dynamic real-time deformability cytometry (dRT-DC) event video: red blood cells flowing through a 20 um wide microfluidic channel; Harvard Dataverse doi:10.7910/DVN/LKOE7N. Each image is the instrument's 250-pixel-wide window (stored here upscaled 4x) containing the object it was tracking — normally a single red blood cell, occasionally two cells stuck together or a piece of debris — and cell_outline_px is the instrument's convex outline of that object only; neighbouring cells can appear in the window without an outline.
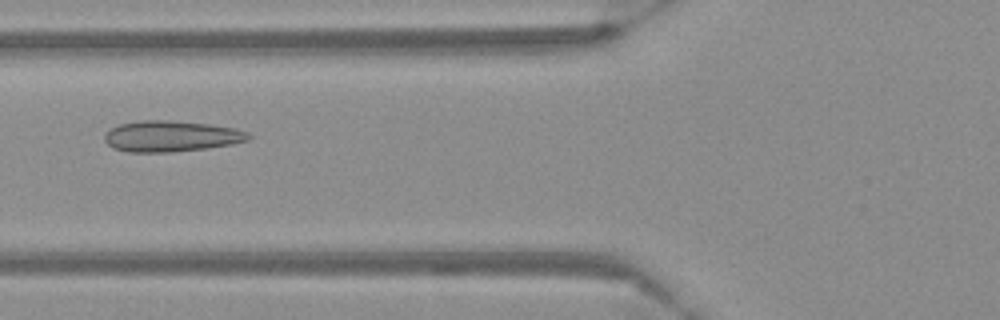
{"species": "Egyptian fruit bat (a non-hibernating species)", "species_latin": "Rousettus aegyptiacus", "temperature_condition": "warm", "stored_images_in_passage": 42, "camera_frame_rate_fps": 3000, "um_per_image_px": 0.085, "frame": {"image": 1, "passage_image": 8, "time_ms": 2.333, "image_size_px": [1000, 320], "cell_outline_px": [[252, 136], [248, 140], [232, 144], [208, 148], [172, 152], [128, 152], [112, 148], [104, 140], [104, 136], [112, 128], [120, 124], [140, 120], [168, 120], [208, 124], [236, 128], [248, 132]], "centroid_in_image_um": [14.56, 11.58], "position_along_channel_um": 111.2, "area_um2": 26.01}}
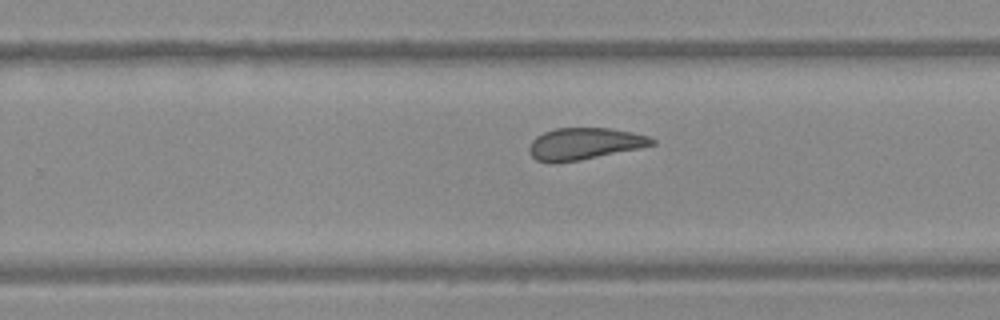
{"frame": {"image": 2, "passage_image": 22, "time_ms": 7.0, "image_size_px": [1000, 320], "cell_outline_px": [[656, 144], [640, 148], [580, 160], [552, 164], [536, 160], [528, 152], [528, 148], [532, 140], [536, 136], [544, 132], [556, 128], [612, 128], [632, 132], [648, 136], [656, 140]], "centroid_in_image_um": [49.65, 12.22], "position_along_channel_um": 280.1, "area_um2": 22.95}}
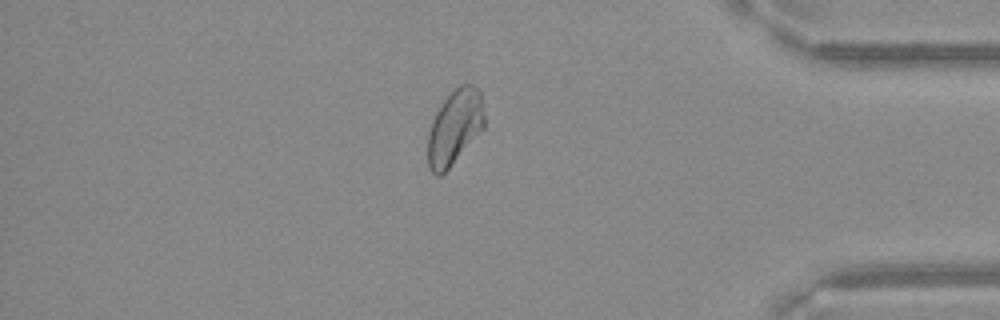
{"frame": {"image": 3, "passage_image": 34, "time_ms": 11.0, "image_size_px": [1000, 320], "cell_outline_px": [[484, 128], [448, 168], [440, 176], [436, 176], [428, 168], [428, 132], [432, 120], [436, 112], [444, 100], [460, 84], [472, 84], [480, 92], [484, 116]], "centroid_in_image_um": [38.63, 10.82], "position_along_channel_um": 396.6, "area_um2": 24.33}}